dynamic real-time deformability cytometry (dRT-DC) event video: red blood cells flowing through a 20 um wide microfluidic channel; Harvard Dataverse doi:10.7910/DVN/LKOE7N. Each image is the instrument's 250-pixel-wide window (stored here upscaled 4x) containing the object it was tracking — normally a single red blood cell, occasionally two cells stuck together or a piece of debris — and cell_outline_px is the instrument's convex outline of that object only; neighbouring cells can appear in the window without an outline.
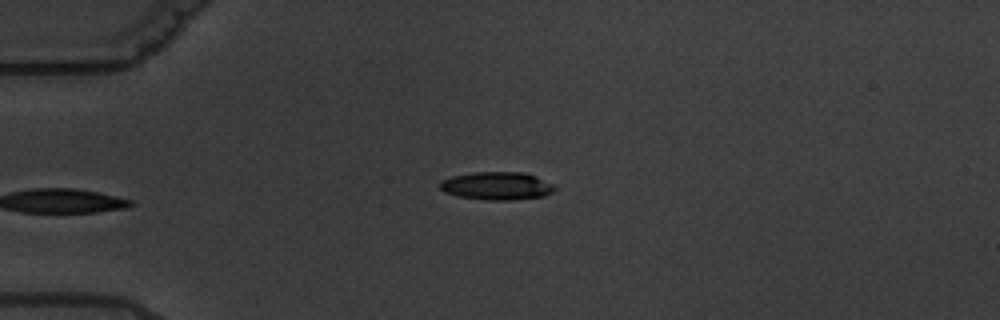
{"species": "common noctule bat (a hibernating species)", "species_latin": "Nyctalus noctula", "temperature_condition": "warm", "stored_images_in_passage": 4, "camera_frame_rate_fps": 3000, "um_per_image_px": 0.085, "animal": {"sex": "male", "body_mass_g": 19.5, "forearm_length_mm": 54.6}, "frame": {"image": 1, "passage_image": 4, "time_ms": 3.333, "image_size_px": [1000, 320], "cell_outline_px": [[556, 188], [552, 192], [544, 196], [512, 200], [488, 200], [460, 196], [444, 192], [440, 188], [440, 180], [452, 176], [472, 172], [524, 172], [536, 176], [552, 184]], "centroid_in_image_um": [42.22, 15.79], "position_along_channel_um": 42.8, "area_um2": 18.67}}